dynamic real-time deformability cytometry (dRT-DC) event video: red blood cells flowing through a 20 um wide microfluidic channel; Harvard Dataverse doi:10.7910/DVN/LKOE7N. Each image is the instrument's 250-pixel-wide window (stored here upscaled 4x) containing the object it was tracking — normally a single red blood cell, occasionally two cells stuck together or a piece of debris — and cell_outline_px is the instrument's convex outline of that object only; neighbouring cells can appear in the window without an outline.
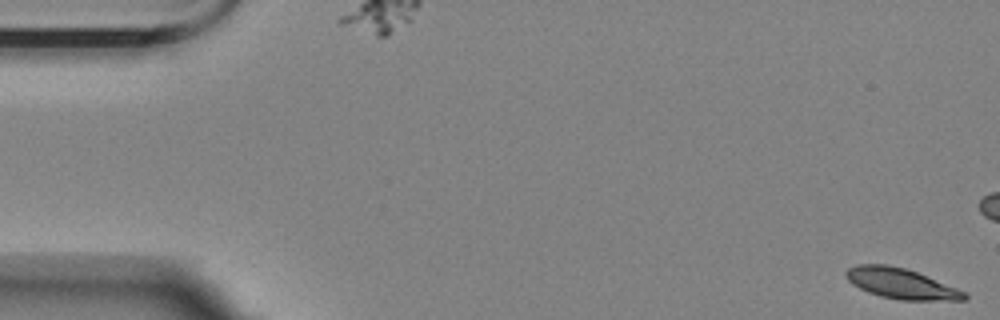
{"species": "Egyptian fruit bat (a non-hibernating species)", "species_latin": "Rousettus aegyptiacus", "temperature_condition": "room temperature", "stored_images_in_passage": 6, "camera_frame_rate_fps": 3000, "um_per_image_px": 0.085, "animal": {"sex": "female"}, "frame": {"image": 1, "passage_image": 1, "time_ms": 0.0, "image_size_px": [1000, 320], "cell_outline_px": [[968, 300], [900, 300], [880, 296], [868, 292], [852, 284], [844, 276], [844, 272], [848, 268], [856, 264], [888, 264], [904, 268], [916, 272], [956, 288], [964, 292], [968, 296]], "centroid_in_image_um": [76.54, 24.1], "position_along_channel_um": 8.5, "area_um2": 20.87}}